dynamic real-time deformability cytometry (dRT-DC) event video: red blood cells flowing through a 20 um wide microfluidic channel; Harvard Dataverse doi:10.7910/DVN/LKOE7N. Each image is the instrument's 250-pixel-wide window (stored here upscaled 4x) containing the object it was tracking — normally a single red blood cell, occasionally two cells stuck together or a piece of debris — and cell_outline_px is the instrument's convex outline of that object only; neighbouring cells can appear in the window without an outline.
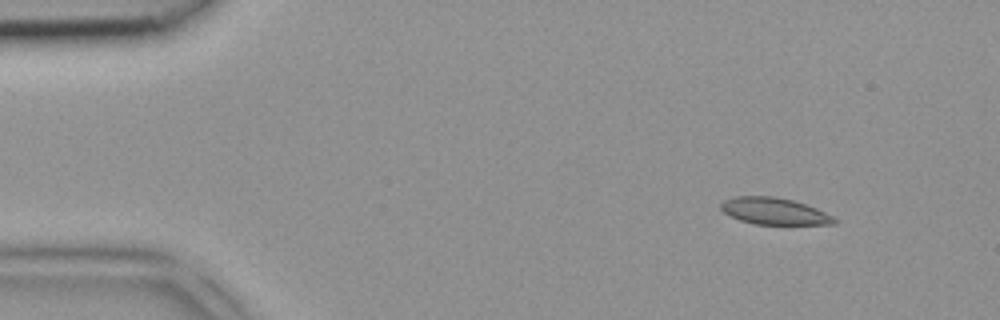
{"species": "common noctule bat (a hibernating species)", "species_latin": "Nyctalus noctula", "temperature_condition": "room temperature", "stored_images_in_passage": 5, "camera_frame_rate_fps": 3000, "um_per_image_px": 0.085, "animal": {"sex": "female", "body_mass_g": 18.4}, "frame": {"image": 1, "passage_image": 2, "time_ms": 0.333, "image_size_px": [1000, 320], "cell_outline_px": [[836, 224], [756, 224], [740, 220], [724, 212], [720, 208], [720, 204], [724, 200], [736, 196], [772, 196], [792, 200], [816, 208], [832, 216], [836, 220]], "centroid_in_image_um": [65.79, 17.94], "position_along_channel_um": 19.2, "area_um2": 17.4}}